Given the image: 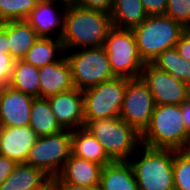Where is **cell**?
<instances>
[{"mask_svg":"<svg viewBox=\"0 0 190 190\" xmlns=\"http://www.w3.org/2000/svg\"><path fill=\"white\" fill-rule=\"evenodd\" d=\"M75 50L65 51V57L71 67L74 87L79 91L93 88L116 77L103 46Z\"/></svg>","mask_w":190,"mask_h":190,"instance_id":"cell-6","label":"cell"},{"mask_svg":"<svg viewBox=\"0 0 190 190\" xmlns=\"http://www.w3.org/2000/svg\"><path fill=\"white\" fill-rule=\"evenodd\" d=\"M148 16L165 15L168 0H141Z\"/></svg>","mask_w":190,"mask_h":190,"instance_id":"cell-32","label":"cell"},{"mask_svg":"<svg viewBox=\"0 0 190 190\" xmlns=\"http://www.w3.org/2000/svg\"><path fill=\"white\" fill-rule=\"evenodd\" d=\"M182 116L187 131L190 130V98L182 104Z\"/></svg>","mask_w":190,"mask_h":190,"instance_id":"cell-37","label":"cell"},{"mask_svg":"<svg viewBox=\"0 0 190 190\" xmlns=\"http://www.w3.org/2000/svg\"><path fill=\"white\" fill-rule=\"evenodd\" d=\"M174 190H190V156L175 150L173 161Z\"/></svg>","mask_w":190,"mask_h":190,"instance_id":"cell-28","label":"cell"},{"mask_svg":"<svg viewBox=\"0 0 190 190\" xmlns=\"http://www.w3.org/2000/svg\"><path fill=\"white\" fill-rule=\"evenodd\" d=\"M178 151L182 154L190 156V130L187 131V135L185 136L184 142Z\"/></svg>","mask_w":190,"mask_h":190,"instance_id":"cell-38","label":"cell"},{"mask_svg":"<svg viewBox=\"0 0 190 190\" xmlns=\"http://www.w3.org/2000/svg\"><path fill=\"white\" fill-rule=\"evenodd\" d=\"M71 154L103 167L113 162L101 143L85 127L71 130Z\"/></svg>","mask_w":190,"mask_h":190,"instance_id":"cell-19","label":"cell"},{"mask_svg":"<svg viewBox=\"0 0 190 190\" xmlns=\"http://www.w3.org/2000/svg\"><path fill=\"white\" fill-rule=\"evenodd\" d=\"M154 107L153 95L143 81L129 79L119 117L142 134L151 122Z\"/></svg>","mask_w":190,"mask_h":190,"instance_id":"cell-10","label":"cell"},{"mask_svg":"<svg viewBox=\"0 0 190 190\" xmlns=\"http://www.w3.org/2000/svg\"><path fill=\"white\" fill-rule=\"evenodd\" d=\"M64 55L65 50L60 38L39 37L22 60L39 69L59 61Z\"/></svg>","mask_w":190,"mask_h":190,"instance_id":"cell-23","label":"cell"},{"mask_svg":"<svg viewBox=\"0 0 190 190\" xmlns=\"http://www.w3.org/2000/svg\"><path fill=\"white\" fill-rule=\"evenodd\" d=\"M74 3L86 9L110 13L113 7L114 0H75Z\"/></svg>","mask_w":190,"mask_h":190,"instance_id":"cell-31","label":"cell"},{"mask_svg":"<svg viewBox=\"0 0 190 190\" xmlns=\"http://www.w3.org/2000/svg\"><path fill=\"white\" fill-rule=\"evenodd\" d=\"M140 79L153 95L155 106L182 105L190 98V86L176 80L170 73L157 69L151 63H145Z\"/></svg>","mask_w":190,"mask_h":190,"instance_id":"cell-11","label":"cell"},{"mask_svg":"<svg viewBox=\"0 0 190 190\" xmlns=\"http://www.w3.org/2000/svg\"><path fill=\"white\" fill-rule=\"evenodd\" d=\"M40 36L26 20L8 21L9 54L22 60Z\"/></svg>","mask_w":190,"mask_h":190,"instance_id":"cell-21","label":"cell"},{"mask_svg":"<svg viewBox=\"0 0 190 190\" xmlns=\"http://www.w3.org/2000/svg\"><path fill=\"white\" fill-rule=\"evenodd\" d=\"M17 164L13 159L0 155V185L13 172Z\"/></svg>","mask_w":190,"mask_h":190,"instance_id":"cell-34","label":"cell"},{"mask_svg":"<svg viewBox=\"0 0 190 190\" xmlns=\"http://www.w3.org/2000/svg\"><path fill=\"white\" fill-rule=\"evenodd\" d=\"M175 48L183 58L190 61V29L181 35Z\"/></svg>","mask_w":190,"mask_h":190,"instance_id":"cell-33","label":"cell"},{"mask_svg":"<svg viewBox=\"0 0 190 190\" xmlns=\"http://www.w3.org/2000/svg\"><path fill=\"white\" fill-rule=\"evenodd\" d=\"M34 98L9 85L0 87V120L3 127L29 126Z\"/></svg>","mask_w":190,"mask_h":190,"instance_id":"cell-13","label":"cell"},{"mask_svg":"<svg viewBox=\"0 0 190 190\" xmlns=\"http://www.w3.org/2000/svg\"><path fill=\"white\" fill-rule=\"evenodd\" d=\"M48 190H55L53 186H51Z\"/></svg>","mask_w":190,"mask_h":190,"instance_id":"cell-41","label":"cell"},{"mask_svg":"<svg viewBox=\"0 0 190 190\" xmlns=\"http://www.w3.org/2000/svg\"><path fill=\"white\" fill-rule=\"evenodd\" d=\"M8 22L0 23V51H9Z\"/></svg>","mask_w":190,"mask_h":190,"instance_id":"cell-36","label":"cell"},{"mask_svg":"<svg viewBox=\"0 0 190 190\" xmlns=\"http://www.w3.org/2000/svg\"><path fill=\"white\" fill-rule=\"evenodd\" d=\"M62 1H64V2H66V3H74L75 2V0H62Z\"/></svg>","mask_w":190,"mask_h":190,"instance_id":"cell-39","label":"cell"},{"mask_svg":"<svg viewBox=\"0 0 190 190\" xmlns=\"http://www.w3.org/2000/svg\"><path fill=\"white\" fill-rule=\"evenodd\" d=\"M112 161H129L141 151V134L120 117L91 120L84 126Z\"/></svg>","mask_w":190,"mask_h":190,"instance_id":"cell-3","label":"cell"},{"mask_svg":"<svg viewBox=\"0 0 190 190\" xmlns=\"http://www.w3.org/2000/svg\"><path fill=\"white\" fill-rule=\"evenodd\" d=\"M112 27L110 13L86 9L76 3H69L60 40L65 51L102 47Z\"/></svg>","mask_w":190,"mask_h":190,"instance_id":"cell-1","label":"cell"},{"mask_svg":"<svg viewBox=\"0 0 190 190\" xmlns=\"http://www.w3.org/2000/svg\"><path fill=\"white\" fill-rule=\"evenodd\" d=\"M165 16L190 29V0H168Z\"/></svg>","mask_w":190,"mask_h":190,"instance_id":"cell-29","label":"cell"},{"mask_svg":"<svg viewBox=\"0 0 190 190\" xmlns=\"http://www.w3.org/2000/svg\"><path fill=\"white\" fill-rule=\"evenodd\" d=\"M151 64L190 86V61L183 58L176 48L165 50Z\"/></svg>","mask_w":190,"mask_h":190,"instance_id":"cell-26","label":"cell"},{"mask_svg":"<svg viewBox=\"0 0 190 190\" xmlns=\"http://www.w3.org/2000/svg\"><path fill=\"white\" fill-rule=\"evenodd\" d=\"M103 47L116 77L140 78L145 63L138 53L132 30L112 27L107 34Z\"/></svg>","mask_w":190,"mask_h":190,"instance_id":"cell-7","label":"cell"},{"mask_svg":"<svg viewBox=\"0 0 190 190\" xmlns=\"http://www.w3.org/2000/svg\"><path fill=\"white\" fill-rule=\"evenodd\" d=\"M186 135L182 105H159L154 107L151 122L141 134V143L150 148L179 150Z\"/></svg>","mask_w":190,"mask_h":190,"instance_id":"cell-5","label":"cell"},{"mask_svg":"<svg viewBox=\"0 0 190 190\" xmlns=\"http://www.w3.org/2000/svg\"><path fill=\"white\" fill-rule=\"evenodd\" d=\"M39 82V98H49L75 88L65 55L59 61L39 68Z\"/></svg>","mask_w":190,"mask_h":190,"instance_id":"cell-15","label":"cell"},{"mask_svg":"<svg viewBox=\"0 0 190 190\" xmlns=\"http://www.w3.org/2000/svg\"><path fill=\"white\" fill-rule=\"evenodd\" d=\"M186 29L165 15L148 16L132 29L138 53L144 63L152 61L162 52L176 47Z\"/></svg>","mask_w":190,"mask_h":190,"instance_id":"cell-4","label":"cell"},{"mask_svg":"<svg viewBox=\"0 0 190 190\" xmlns=\"http://www.w3.org/2000/svg\"><path fill=\"white\" fill-rule=\"evenodd\" d=\"M15 59L9 54V51H0V87L9 85Z\"/></svg>","mask_w":190,"mask_h":190,"instance_id":"cell-30","label":"cell"},{"mask_svg":"<svg viewBox=\"0 0 190 190\" xmlns=\"http://www.w3.org/2000/svg\"><path fill=\"white\" fill-rule=\"evenodd\" d=\"M40 0H0V23L26 20Z\"/></svg>","mask_w":190,"mask_h":190,"instance_id":"cell-27","label":"cell"},{"mask_svg":"<svg viewBox=\"0 0 190 190\" xmlns=\"http://www.w3.org/2000/svg\"><path fill=\"white\" fill-rule=\"evenodd\" d=\"M128 80L115 77L83 91L85 125L91 120L119 117Z\"/></svg>","mask_w":190,"mask_h":190,"instance_id":"cell-8","label":"cell"},{"mask_svg":"<svg viewBox=\"0 0 190 190\" xmlns=\"http://www.w3.org/2000/svg\"><path fill=\"white\" fill-rule=\"evenodd\" d=\"M71 155V130L37 137L29 150L25 164L43 170L52 179L56 177Z\"/></svg>","mask_w":190,"mask_h":190,"instance_id":"cell-9","label":"cell"},{"mask_svg":"<svg viewBox=\"0 0 190 190\" xmlns=\"http://www.w3.org/2000/svg\"><path fill=\"white\" fill-rule=\"evenodd\" d=\"M9 86L35 98L39 97V69L24 60H15Z\"/></svg>","mask_w":190,"mask_h":190,"instance_id":"cell-25","label":"cell"},{"mask_svg":"<svg viewBox=\"0 0 190 190\" xmlns=\"http://www.w3.org/2000/svg\"><path fill=\"white\" fill-rule=\"evenodd\" d=\"M139 154L129 159L139 190H174L175 150L141 145ZM134 160V161H133Z\"/></svg>","mask_w":190,"mask_h":190,"instance_id":"cell-2","label":"cell"},{"mask_svg":"<svg viewBox=\"0 0 190 190\" xmlns=\"http://www.w3.org/2000/svg\"><path fill=\"white\" fill-rule=\"evenodd\" d=\"M101 190H139L133 169L128 161H113L102 168Z\"/></svg>","mask_w":190,"mask_h":190,"instance_id":"cell-20","label":"cell"},{"mask_svg":"<svg viewBox=\"0 0 190 190\" xmlns=\"http://www.w3.org/2000/svg\"><path fill=\"white\" fill-rule=\"evenodd\" d=\"M29 126L37 137L48 136L64 130L59 124L47 98H34L30 111Z\"/></svg>","mask_w":190,"mask_h":190,"instance_id":"cell-24","label":"cell"},{"mask_svg":"<svg viewBox=\"0 0 190 190\" xmlns=\"http://www.w3.org/2000/svg\"><path fill=\"white\" fill-rule=\"evenodd\" d=\"M47 99L57 121L64 129L84 128L83 91L74 88Z\"/></svg>","mask_w":190,"mask_h":190,"instance_id":"cell-14","label":"cell"},{"mask_svg":"<svg viewBox=\"0 0 190 190\" xmlns=\"http://www.w3.org/2000/svg\"><path fill=\"white\" fill-rule=\"evenodd\" d=\"M67 5L62 0H40L26 21L40 37L61 38Z\"/></svg>","mask_w":190,"mask_h":190,"instance_id":"cell-12","label":"cell"},{"mask_svg":"<svg viewBox=\"0 0 190 190\" xmlns=\"http://www.w3.org/2000/svg\"><path fill=\"white\" fill-rule=\"evenodd\" d=\"M37 139L30 126L3 127L0 135V155L13 159L16 163H25L29 150Z\"/></svg>","mask_w":190,"mask_h":190,"instance_id":"cell-16","label":"cell"},{"mask_svg":"<svg viewBox=\"0 0 190 190\" xmlns=\"http://www.w3.org/2000/svg\"><path fill=\"white\" fill-rule=\"evenodd\" d=\"M2 130H3V124L1 123V120H0V135L2 133Z\"/></svg>","mask_w":190,"mask_h":190,"instance_id":"cell-40","label":"cell"},{"mask_svg":"<svg viewBox=\"0 0 190 190\" xmlns=\"http://www.w3.org/2000/svg\"><path fill=\"white\" fill-rule=\"evenodd\" d=\"M103 166L86 159L70 155L60 173L52 181H64L80 186L100 185Z\"/></svg>","mask_w":190,"mask_h":190,"instance_id":"cell-17","label":"cell"},{"mask_svg":"<svg viewBox=\"0 0 190 190\" xmlns=\"http://www.w3.org/2000/svg\"><path fill=\"white\" fill-rule=\"evenodd\" d=\"M110 16L113 27L132 30L146 20L148 14L141 0H114Z\"/></svg>","mask_w":190,"mask_h":190,"instance_id":"cell-22","label":"cell"},{"mask_svg":"<svg viewBox=\"0 0 190 190\" xmlns=\"http://www.w3.org/2000/svg\"><path fill=\"white\" fill-rule=\"evenodd\" d=\"M51 186L52 178L43 170L19 163L0 185V190H48Z\"/></svg>","mask_w":190,"mask_h":190,"instance_id":"cell-18","label":"cell"},{"mask_svg":"<svg viewBox=\"0 0 190 190\" xmlns=\"http://www.w3.org/2000/svg\"><path fill=\"white\" fill-rule=\"evenodd\" d=\"M55 190H101L100 186H80L66 183L64 181H52Z\"/></svg>","mask_w":190,"mask_h":190,"instance_id":"cell-35","label":"cell"}]
</instances>
